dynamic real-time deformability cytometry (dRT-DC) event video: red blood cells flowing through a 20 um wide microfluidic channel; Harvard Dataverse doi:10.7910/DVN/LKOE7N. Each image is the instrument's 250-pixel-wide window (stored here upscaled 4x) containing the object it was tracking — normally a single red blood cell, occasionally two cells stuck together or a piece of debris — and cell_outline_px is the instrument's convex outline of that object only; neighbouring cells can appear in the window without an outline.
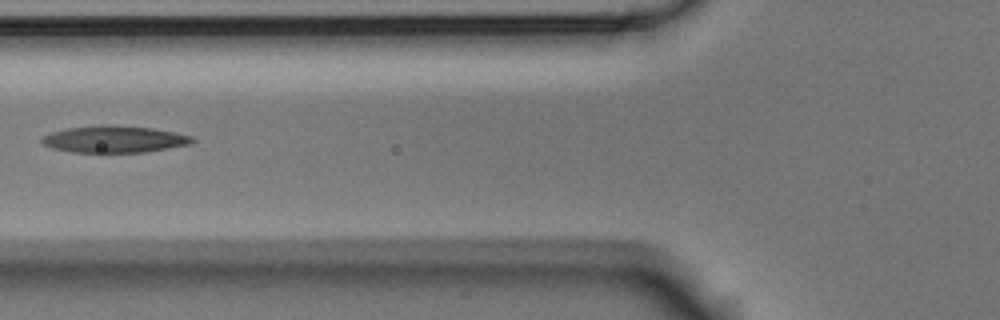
{"species": "Egyptian fruit bat (a non-hibernating species)", "species_latin": "Rousettus aegyptiacus", "temperature_condition": "room temperature", "stored_images_in_passage": 7, "camera_frame_rate_fps": 3000, "um_per_image_px": 0.085, "animal": {"sex": "male"}, "frame": {"image": 1, "passage_image": 6, "time_ms": 1.667, "image_size_px": [1000, 320], "cell_outline_px": [[196, 140], [192, 144], [144, 152], [72, 152], [52, 148], [44, 144], [40, 140], [44, 136], [52, 132], [68, 128], [100, 124], [104, 124], [152, 128], [192, 136]], "centroid_in_image_um": [9.72, 11.83], "position_along_channel_um": 116.1, "area_um2": 23.41}}
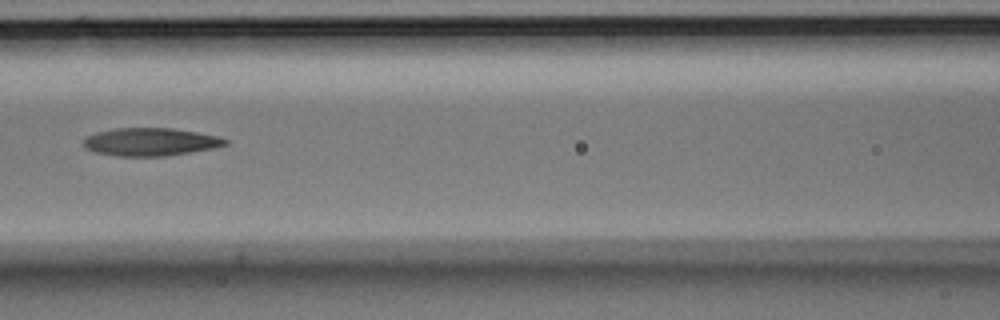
{"frame": {"image": 2, "passage_image": 7, "time_ms": 2.0, "image_size_px": [1000, 320], "cell_outline_px": [[232, 140], [228, 144], [212, 148], [164, 156], [116, 156], [96, 152], [84, 148], [84, 140], [88, 136], [100, 132], [116, 128], [172, 128], [220, 136]], "centroid_in_image_um": [12.84, 12.06], "position_along_channel_um": 153.8, "area_um2": 22.89}}